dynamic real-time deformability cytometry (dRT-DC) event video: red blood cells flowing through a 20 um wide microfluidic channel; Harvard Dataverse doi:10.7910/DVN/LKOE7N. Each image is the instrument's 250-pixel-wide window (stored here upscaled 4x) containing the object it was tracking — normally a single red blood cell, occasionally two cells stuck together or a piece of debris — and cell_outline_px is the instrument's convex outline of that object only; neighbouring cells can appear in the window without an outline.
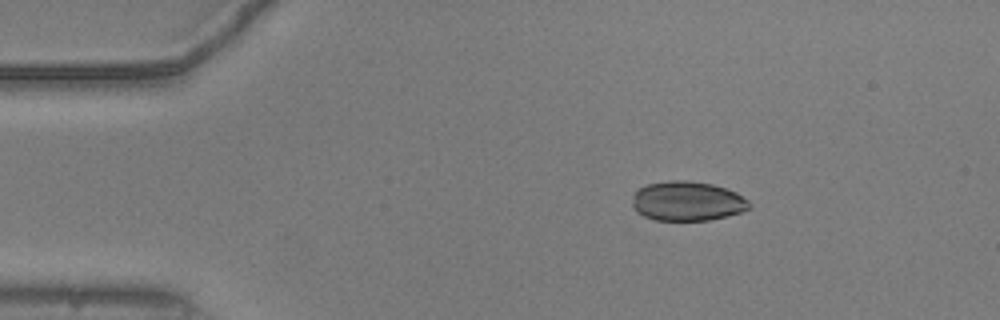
{"species": "common noctule bat (a hibernating species)", "species_latin": "Nyctalus noctula", "temperature_condition": "warm", "stored_images_in_passage": 45, "camera_frame_rate_fps": 3000, "um_per_image_px": 0.085, "animal": {"sex": "male", "body_mass_g": 20.5, "forearm_length_mm": 52.5}, "frame": {"image": 1, "passage_image": 1, "time_ms": 0.0, "image_size_px": [1000, 320], "cell_outline_px": [[752, 204], [748, 208], [740, 212], [708, 220], [656, 220], [644, 216], [636, 212], [632, 204], [632, 196], [640, 188], [648, 184], [668, 180], [688, 180], [712, 184], [736, 192], [748, 200]], "centroid_in_image_um": [58.4, 17.09], "position_along_channel_um": 26.6, "area_um2": 26.82}}
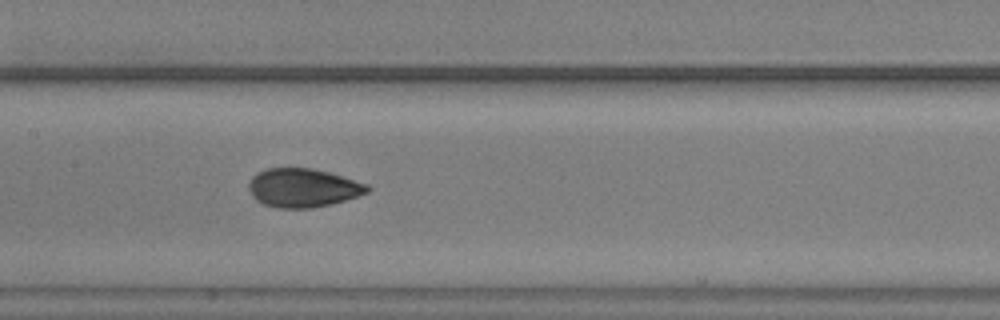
{"frame": {"image": 2, "passage_image": 18, "time_ms": 5.667, "image_size_px": [1000, 320], "cell_outline_px": [[372, 188], [368, 192], [332, 204], [312, 208], [276, 208], [264, 204], [256, 200], [252, 196], [248, 188], [248, 184], [252, 176], [268, 168], [312, 168], [344, 176], [368, 184]], "centroid_in_image_um": [25.76, 15.97], "position_along_channel_um": 181.6, "area_um2": 26.82}}
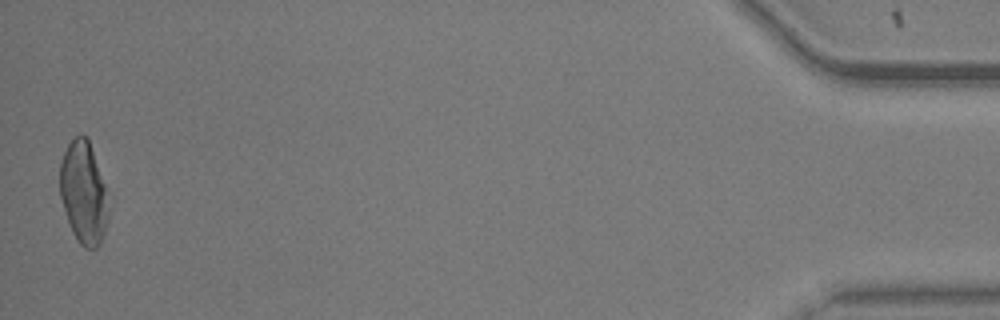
{"frame": {"image": 3, "passage_image": 45, "time_ms": 14.667, "image_size_px": [1000, 320], "cell_outline_px": [[108, 216], [104, 236], [100, 244], [96, 248], [84, 248], [80, 244], [72, 232], [60, 196], [60, 164], [64, 152], [68, 144], [80, 132], [88, 136], [104, 184], [108, 212]], "centroid_in_image_um": [7.1, 16.37], "position_along_channel_um": 428.1, "area_um2": 28.73}, "authors_computed_cell_mechanics": {"area_um2": 27.6862, "velocity_mm_per_s": 3.7871, "shape_relaxation_time_tau1_ms": 4.5704, "shape_relaxation_time_tau2_ms": 1.1085, "deformation_change_tau1": 0.0952, "deformation_change_tau2": 0.0391}}